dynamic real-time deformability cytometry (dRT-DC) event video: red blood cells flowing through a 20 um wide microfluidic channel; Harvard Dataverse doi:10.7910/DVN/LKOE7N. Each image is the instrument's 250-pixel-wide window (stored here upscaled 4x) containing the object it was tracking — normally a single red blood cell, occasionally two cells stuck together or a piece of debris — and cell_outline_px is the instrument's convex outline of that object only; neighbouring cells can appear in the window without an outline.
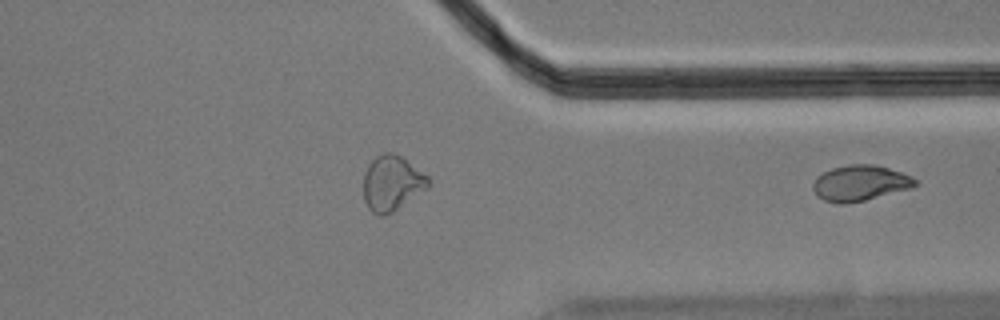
{"species": "Egyptian fruit bat (a non-hibernating species)", "species_latin": "Rousettus aegyptiacus", "temperature_condition": "cold", "stored_images_in_passage": 30, "segment_of_instrument_passage": [2, 2], "camera_frame_rate_fps": 3000, "um_per_image_px": 0.085, "animal": {"sex": "male"}, "frame": {"image": 1, "passage_image": 30, "time_ms": 9.667, "image_size_px": [1000, 320], "cell_outline_px": [[916, 184], [912, 188], [864, 200], [844, 204], [836, 204], [824, 200], [816, 196], [812, 188], [812, 184], [816, 176], [832, 168], [848, 164], [872, 164], [888, 168], [912, 176], [916, 180]], "centroid_in_image_um": [73.06, 15.56], "position_along_channel_um": 338.3, "area_um2": 21.27}}